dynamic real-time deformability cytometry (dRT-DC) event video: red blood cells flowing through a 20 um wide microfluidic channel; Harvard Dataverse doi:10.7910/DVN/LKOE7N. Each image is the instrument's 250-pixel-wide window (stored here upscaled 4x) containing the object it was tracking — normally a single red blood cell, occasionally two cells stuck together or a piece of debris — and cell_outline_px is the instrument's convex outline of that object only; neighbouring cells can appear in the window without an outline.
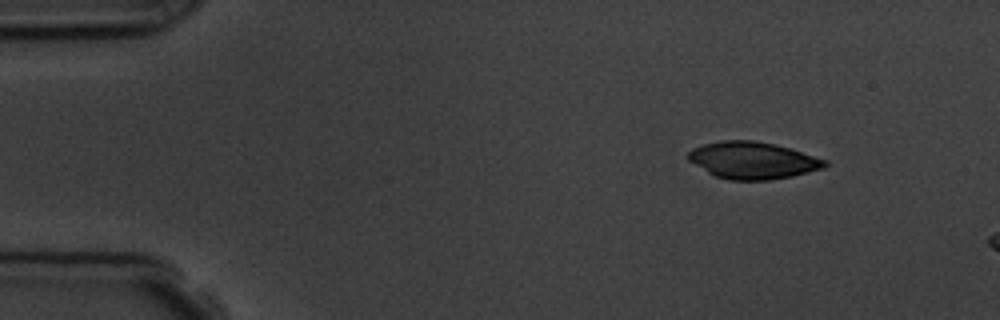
{"species": "common noctule bat (a hibernating species)", "species_latin": "Nyctalus noctula", "temperature_condition": "room temperature", "stored_images_in_passage": 3, "camera_frame_rate_fps": 3000, "um_per_image_px": 0.085, "animal": {"sex": "male", "body_mass_g": 19.5, "forearm_length_mm": 54.6}, "frame": {"image": 1, "passage_image": 1, "time_ms": 0.0, "image_size_px": [1000, 320], "cell_outline_px": [[828, 164], [824, 168], [792, 176], [768, 180], [728, 180], [716, 176], [708, 172], [688, 160], [688, 152], [692, 148], [704, 144], [720, 140], [752, 140], [772, 144], [788, 148], [828, 160]], "centroid_in_image_um": [63.98, 13.63], "position_along_channel_um": 21.0, "area_um2": 29.25}}